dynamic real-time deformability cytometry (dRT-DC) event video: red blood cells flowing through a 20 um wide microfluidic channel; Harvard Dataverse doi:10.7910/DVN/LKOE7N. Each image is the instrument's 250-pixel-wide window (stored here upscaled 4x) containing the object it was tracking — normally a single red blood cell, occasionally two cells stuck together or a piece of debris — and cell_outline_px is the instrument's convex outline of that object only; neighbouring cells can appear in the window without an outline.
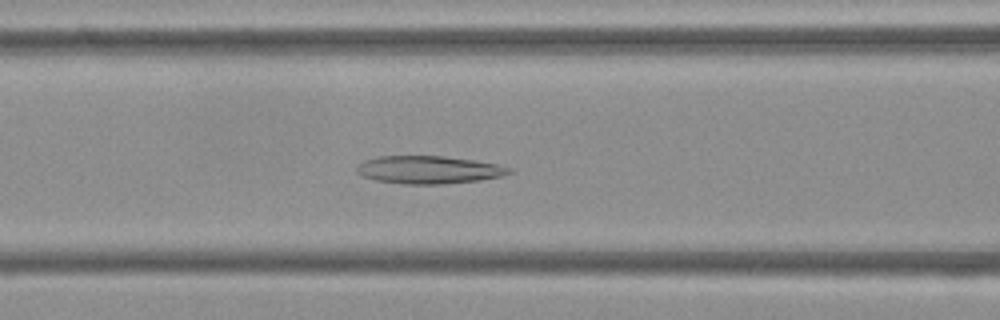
{"species": "Egyptian fruit bat (a non-hibernating species)", "species_latin": "Rousettus aegyptiacus", "temperature_condition": "cold", "stored_images_in_passage": 44, "camera_frame_rate_fps": 3000, "um_per_image_px": 0.085, "frame": {"image": 1, "passage_image": 12, "time_ms": 3.667, "image_size_px": [1000, 320], "cell_outline_px": [[512, 172], [504, 176], [480, 180], [440, 184], [404, 184], [376, 180], [360, 176], [356, 172], [356, 168], [364, 160], [376, 156], [444, 156], [472, 160], [496, 164], [512, 168]], "centroid_in_image_um": [36.42, 14.43], "position_along_channel_um": 130.2, "area_um2": 24.74}}
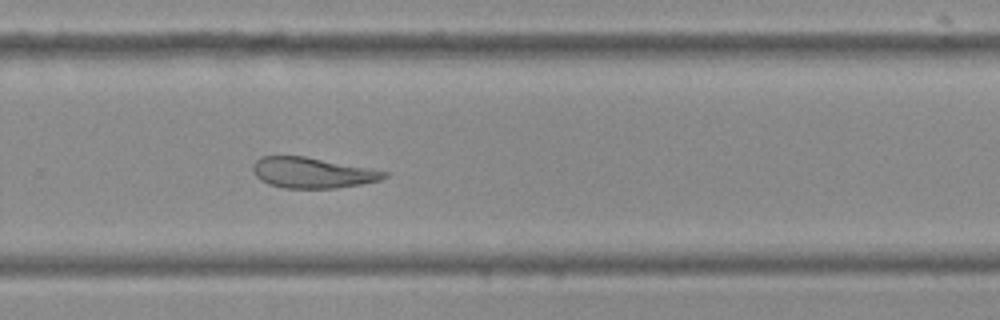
{"frame": {"image": 2, "passage_image": 26, "time_ms": 8.333, "image_size_px": [1000, 320], "cell_outline_px": [[388, 176], [380, 180], [360, 184], [336, 188], [284, 188], [268, 184], [260, 180], [252, 172], [252, 164], [256, 160], [264, 156], [304, 156], [368, 168], [388, 172]], "centroid_in_image_um": [26.5, 14.69], "position_along_channel_um": 303.3, "area_um2": 23.29}}
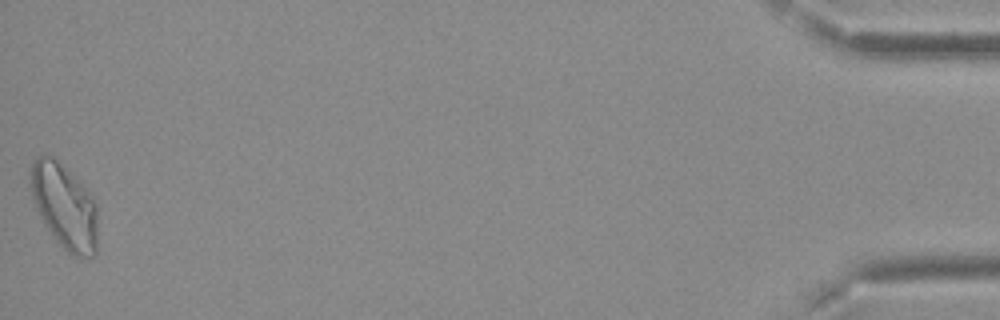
{"frame": {"image": 3, "passage_image": 44, "time_ms": 14.333, "image_size_px": [1000, 320], "cell_outline_px": [[96, 252], [92, 256], [80, 260], [72, 256], [52, 236], [44, 224], [32, 200], [28, 188], [28, 172], [32, 160], [36, 156], [48, 152], [92, 196], [96, 204]], "centroid_in_image_um": [5.4, 17.53], "position_along_channel_um": 429.8, "area_um2": 33.64}, "authors_computed_cell_mechanics": {"area_um2": 25.9811, "velocity_mm_per_s": 3.7196, "shape_relaxation_time_tau1_ms": null, "shape_relaxation_time_tau2_ms": 4.767, "deformation_change_tau1": null, "deformation_change_tau2": 0.1149}}